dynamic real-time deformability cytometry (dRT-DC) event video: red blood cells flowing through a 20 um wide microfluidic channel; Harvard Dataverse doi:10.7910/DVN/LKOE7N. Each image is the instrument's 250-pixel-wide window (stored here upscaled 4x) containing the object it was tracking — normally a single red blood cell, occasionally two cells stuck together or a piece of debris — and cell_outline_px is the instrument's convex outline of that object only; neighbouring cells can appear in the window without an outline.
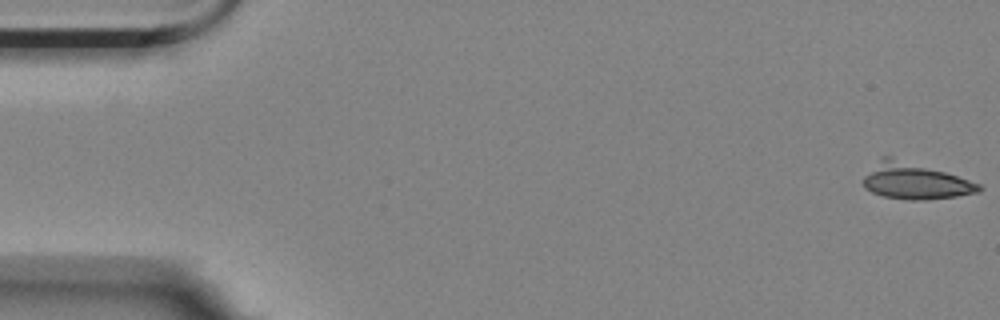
{"species": "Egyptian fruit bat (a non-hibernating species)", "species_latin": "Rousettus aegyptiacus", "temperature_condition": "room temperature", "stored_images_in_passage": 58, "segment_of_instrument_passage": [1, 2], "camera_frame_rate_fps": 3000, "um_per_image_px": 0.085, "animal": {"sex": "female"}, "frame": {"image": 1, "passage_image": 1, "time_ms": 0.0, "image_size_px": [1000, 320], "cell_outline_px": [[984, 188], [980, 192], [956, 196], [924, 200], [908, 200], [884, 196], [872, 192], [864, 188], [864, 176], [884, 156], [892, 156], [944, 172], [980, 184]], "centroid_in_image_um": [77.78, 15.41], "position_along_channel_um": 7.2, "area_um2": 23.87}}
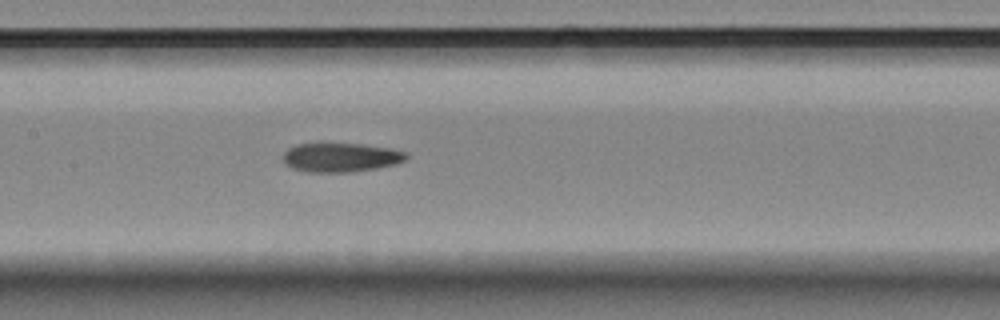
{"frame": {"image": 2, "passage_image": 27, "time_ms": 8.667, "image_size_px": [1000, 320], "cell_outline_px": [[408, 156], [404, 160], [396, 164], [376, 168], [348, 172], [304, 172], [292, 168], [284, 164], [284, 152], [288, 148], [296, 144], [316, 140], [360, 144], [392, 148], [408, 152]], "centroid_in_image_um": [28.91, 13.33], "position_along_channel_um": 178.5, "area_um2": 21.79}}
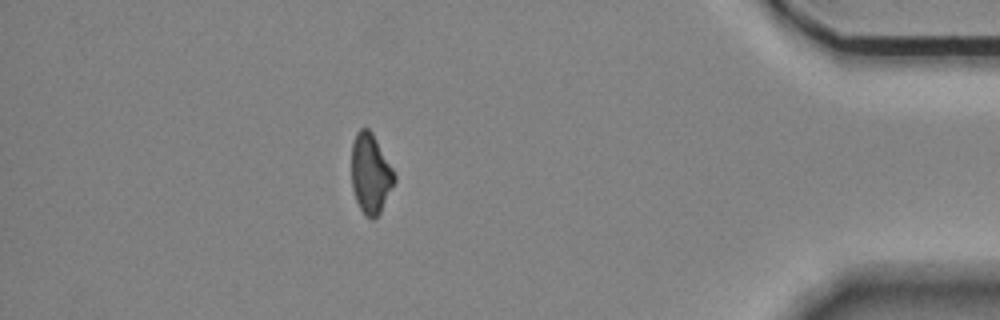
{"frame": {"image": 3, "passage_image": 50, "time_ms": 16.333, "image_size_px": [1000, 320], "cell_outline_px": [[396, 180], [380, 212], [372, 220], [364, 216], [356, 200], [352, 188], [352, 144], [356, 132], [360, 128], [368, 128], [372, 132], [392, 168], [396, 176]], "centroid_in_image_um": [31.49, 14.77], "position_along_channel_um": 403.7, "area_um2": 19.83}}